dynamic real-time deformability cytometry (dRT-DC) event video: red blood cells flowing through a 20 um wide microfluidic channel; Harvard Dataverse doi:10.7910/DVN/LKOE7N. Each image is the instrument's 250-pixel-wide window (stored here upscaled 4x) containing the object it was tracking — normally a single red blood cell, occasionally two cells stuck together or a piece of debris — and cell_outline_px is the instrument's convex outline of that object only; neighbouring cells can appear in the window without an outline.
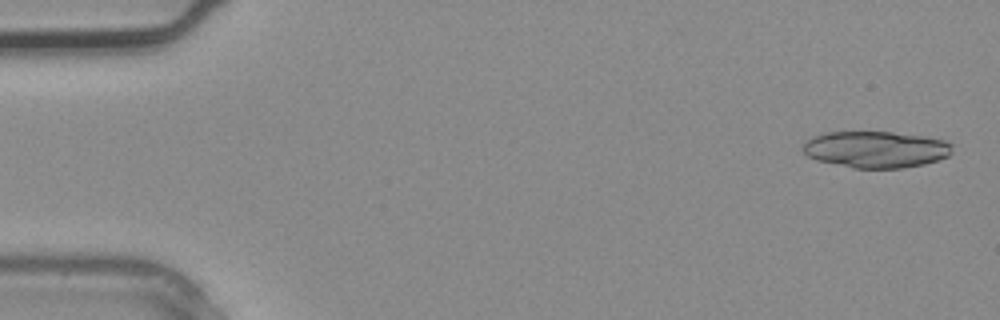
{"species": "common noctule bat (a hibernating species)", "species_latin": "Nyctalus noctula", "temperature_condition": "warm", "stored_images_in_passage": 4, "camera_frame_rate_fps": 3000, "um_per_image_px": 0.085, "animal": {"sex": "male", "body_mass_g": 20.4}, "frame": {"image": 1, "passage_image": 1, "time_ms": 0.0, "image_size_px": [1000, 320], "cell_outline_px": [[952, 152], [948, 156], [924, 164], [904, 168], [852, 168], [816, 160], [808, 156], [800, 148], [812, 136], [824, 132], [892, 132], [924, 136], [944, 140], [952, 144]], "centroid_in_image_um": [74.43, 12.7], "position_along_channel_um": 10.6, "area_um2": 31.96}}
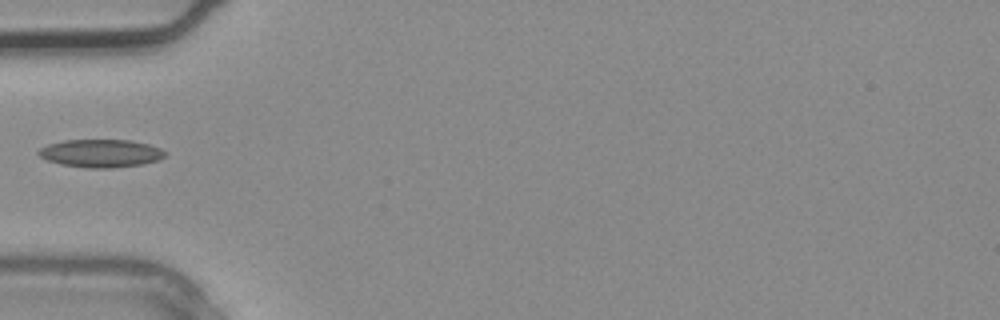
{"frame": {"image": 2, "passage_image": 4, "time_ms": 1.0, "image_size_px": [1000, 320], "cell_outline_px": [[168, 152], [164, 156], [156, 160], [144, 164], [112, 168], [84, 168], [60, 164], [48, 160], [40, 156], [36, 152], [40, 148], [48, 144], [64, 140], [132, 140], [148, 144], [160, 148]], "centroid_in_image_um": [8.57, 13.03], "position_along_channel_um": 76.4, "area_um2": 20.69}}